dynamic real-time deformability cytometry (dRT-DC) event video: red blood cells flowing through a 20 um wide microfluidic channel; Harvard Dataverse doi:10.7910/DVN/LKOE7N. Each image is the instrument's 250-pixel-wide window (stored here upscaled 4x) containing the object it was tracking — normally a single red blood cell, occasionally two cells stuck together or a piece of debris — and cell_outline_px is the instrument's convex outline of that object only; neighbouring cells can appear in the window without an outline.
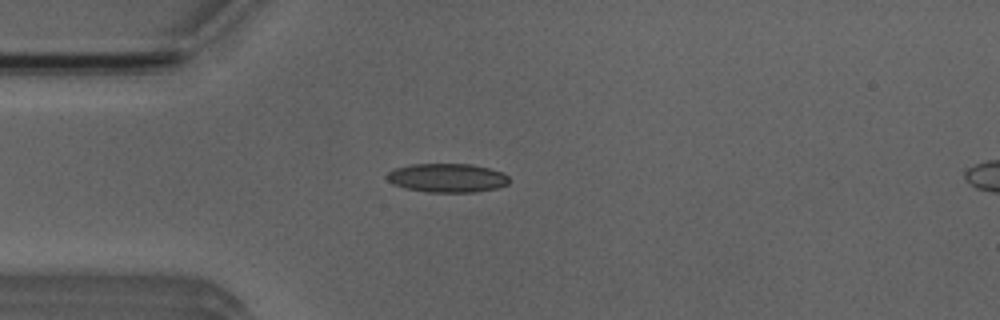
{"species": "Egyptian fruit bat (a non-hibernating species)", "species_latin": "Rousettus aegyptiacus", "temperature_condition": "room temperature", "stored_images_in_passage": 4, "camera_frame_rate_fps": 3000, "um_per_image_px": 0.085, "animal": {"sex": "male"}, "frame": {"image": 1, "passage_image": 3, "time_ms": 3.0, "image_size_px": [1000, 320], "cell_outline_px": [[512, 180], [508, 184], [496, 188], [476, 192], [424, 192], [404, 188], [392, 184], [384, 176], [392, 168], [412, 164], [472, 164], [504, 172]], "centroid_in_image_um": [38.0, 15.12], "position_along_channel_um": 47.0, "area_um2": 20.92}}